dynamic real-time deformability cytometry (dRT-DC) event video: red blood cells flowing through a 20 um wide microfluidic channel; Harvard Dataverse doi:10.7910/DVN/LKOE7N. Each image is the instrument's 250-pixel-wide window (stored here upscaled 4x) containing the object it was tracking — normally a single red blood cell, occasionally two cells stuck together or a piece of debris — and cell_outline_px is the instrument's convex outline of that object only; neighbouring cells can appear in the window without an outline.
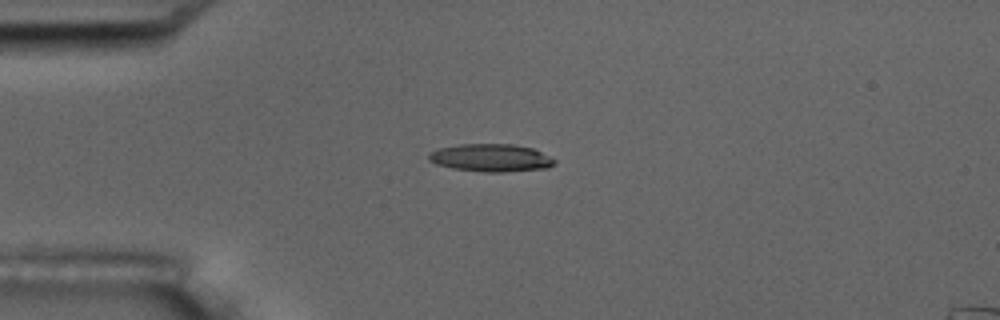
{"species": "common noctule bat (a hibernating species)", "species_latin": "Nyctalus noctula", "temperature_condition": "room temperature", "stored_images_in_passage": 14, "camera_frame_rate_fps": 3000, "um_per_image_px": 0.085, "animal": {"sex": "male", "body_mass_g": 17.5, "forearm_length_mm": 52.3}, "frame": {"image": 1, "passage_image": 3, "time_ms": 3.333, "image_size_px": [1000, 320], "cell_outline_px": [[556, 164], [548, 168], [504, 172], [484, 172], [452, 168], [436, 164], [428, 160], [428, 152], [440, 148], [460, 144], [512, 144], [532, 148], [556, 160]], "centroid_in_image_um": [41.71, 13.42], "position_along_channel_um": 43.3, "area_um2": 20.35}}
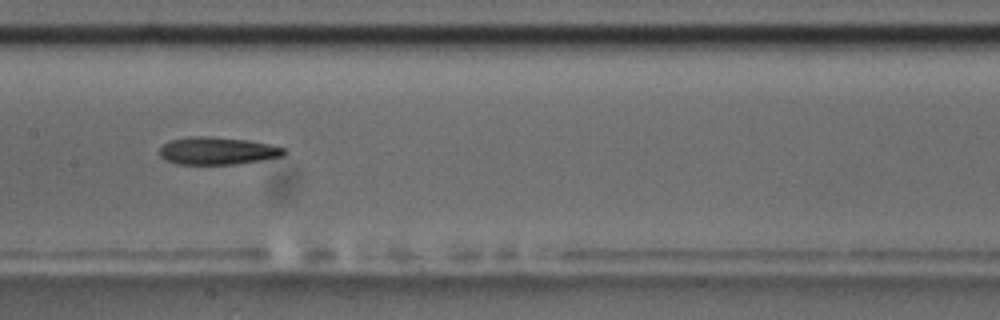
{"frame": {"image": 2, "passage_image": 7, "time_ms": 8.0, "image_size_px": [1000, 320], "cell_outline_px": [[288, 152], [284, 156], [264, 160], [236, 164], [176, 164], [164, 160], [160, 156], [160, 148], [168, 140], [188, 136], [208, 136], [248, 140], [268, 144], [284, 148]], "centroid_in_image_um": [18.48, 12.82], "position_along_channel_um": 188.9, "area_um2": 20.23}, "authors_computed_cell_mechanics": {"area_um2": 20.0855, "velocity_mm_per_s": 3.5895, "shape_relaxation_time_tau1_ms": 5.631, "shape_relaxation_time_tau2_ms": null, "deformation_change_tau1": 0.1582, "deformation_change_tau2": null}}